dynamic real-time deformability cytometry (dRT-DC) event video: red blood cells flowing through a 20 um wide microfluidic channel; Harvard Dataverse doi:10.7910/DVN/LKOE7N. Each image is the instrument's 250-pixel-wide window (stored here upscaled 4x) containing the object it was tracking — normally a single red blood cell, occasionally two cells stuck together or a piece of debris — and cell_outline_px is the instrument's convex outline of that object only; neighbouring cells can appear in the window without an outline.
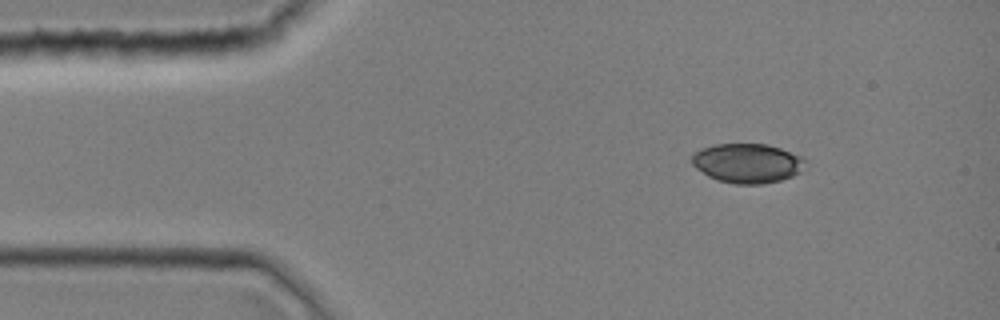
{"species": "common noctule bat (a hibernating species)", "species_latin": "Nyctalus noctula", "temperature_condition": "room temperature", "stored_images_in_passage": 39, "camera_frame_rate_fps": 3000, "um_per_image_px": 0.085, "animal": {"sex": "female", "body_mass_g": 19.0, "forearm_length_mm": 51.5}, "frame": {"image": 1, "passage_image": 1, "time_ms": 0.0, "image_size_px": [1000, 320], "cell_outline_px": [[808, 160], [800, 172], [792, 176], [780, 180], [760, 184], [736, 184], [716, 180], [708, 176], [696, 168], [692, 164], [692, 156], [700, 148], [716, 144], [768, 144], [804, 156]], "centroid_in_image_um": [63.55, 13.86], "position_along_channel_um": 21.4, "area_um2": 26.24}}
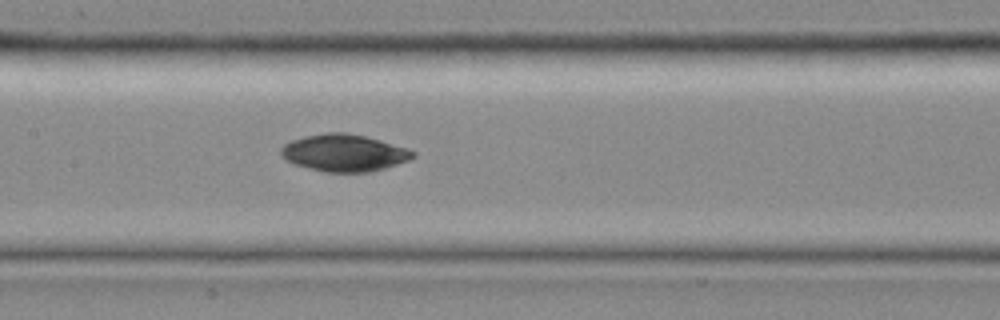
{"frame": {"image": 2, "passage_image": 16, "time_ms": 5.0, "image_size_px": [1000, 320], "cell_outline_px": [[416, 156], [408, 160], [384, 168], [368, 172], [324, 172], [308, 168], [284, 160], [280, 156], [280, 148], [284, 144], [292, 140], [304, 136], [324, 132], [348, 132], [380, 140], [408, 148], [416, 152]], "centroid_in_image_um": [29.22, 12.98], "position_along_channel_um": 178.2, "area_um2": 28.67}}
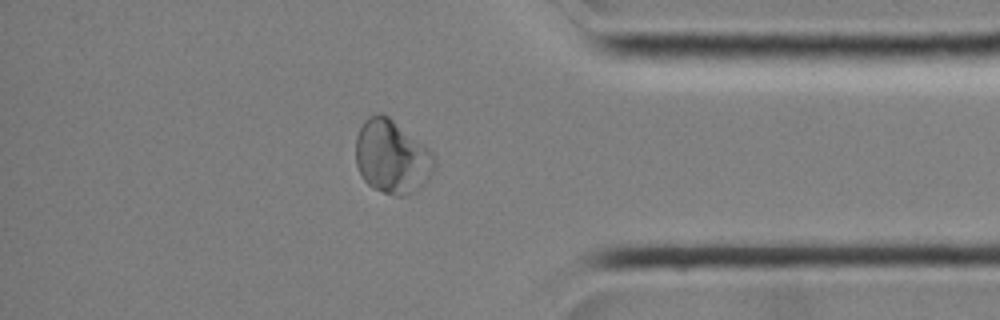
{"frame": {"image": 3, "passage_image": 32, "time_ms": 10.333, "image_size_px": [1000, 320], "cell_outline_px": [[436, 168], [428, 180], [424, 184], [408, 196], [396, 196], [372, 188], [360, 176], [356, 164], [356, 136], [364, 120], [368, 116], [376, 112], [380, 112], [388, 116], [428, 148], [432, 152], [436, 160]], "centroid_in_image_um": [33.31, 13.34], "position_along_channel_um": 401.9, "area_um2": 34.04}}